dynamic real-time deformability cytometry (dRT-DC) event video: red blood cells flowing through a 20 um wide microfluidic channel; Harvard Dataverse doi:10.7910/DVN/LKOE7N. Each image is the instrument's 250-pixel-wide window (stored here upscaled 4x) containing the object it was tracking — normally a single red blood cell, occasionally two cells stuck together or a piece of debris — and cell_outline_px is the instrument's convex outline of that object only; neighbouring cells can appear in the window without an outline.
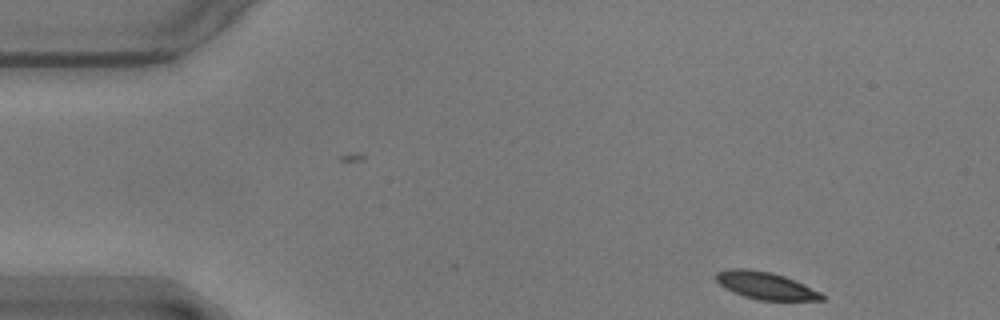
{"species": "common noctule bat (a hibernating species)", "species_latin": "Nyctalus noctula", "temperature_condition": "warm", "stored_images_in_passage": 18, "camera_frame_rate_fps": 3000, "um_per_image_px": 0.085, "animal": {"sex": "male", "body_mass_g": 17.9}, "frame": {"image": 1, "passage_image": 1, "time_ms": 0.0, "image_size_px": [1000, 320], "cell_outline_px": [[824, 300], [760, 300], [744, 296], [732, 292], [724, 288], [716, 280], [716, 272], [732, 268], [748, 268], [772, 272], [784, 276], [804, 284], [820, 292], [824, 296]], "centroid_in_image_um": [65.05, 24.26], "position_along_channel_um": 20.0, "area_um2": 16.82}}
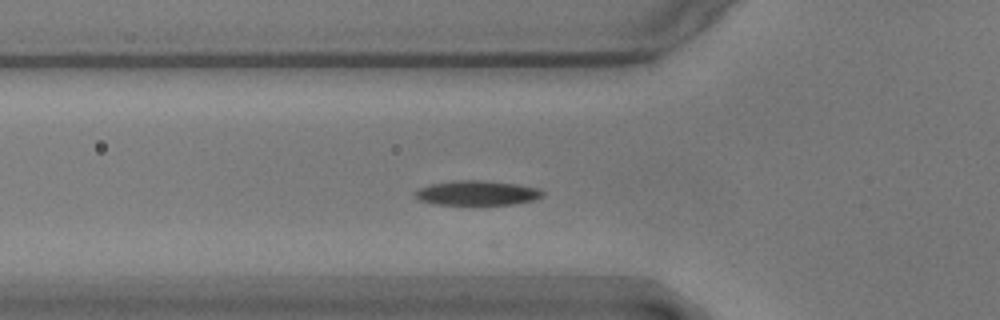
{"frame": {"image": 2, "passage_image": 14, "time_ms": 4.333, "image_size_px": [1000, 320], "cell_outline_px": [[544, 196], [532, 200], [512, 204], [432, 204], [420, 200], [412, 192], [420, 188], [432, 184], [456, 180], [484, 180], [516, 184], [540, 188], [544, 192]], "centroid_in_image_um": [40.56, 16.39], "position_along_channel_um": 85.2, "area_um2": 18.21}}
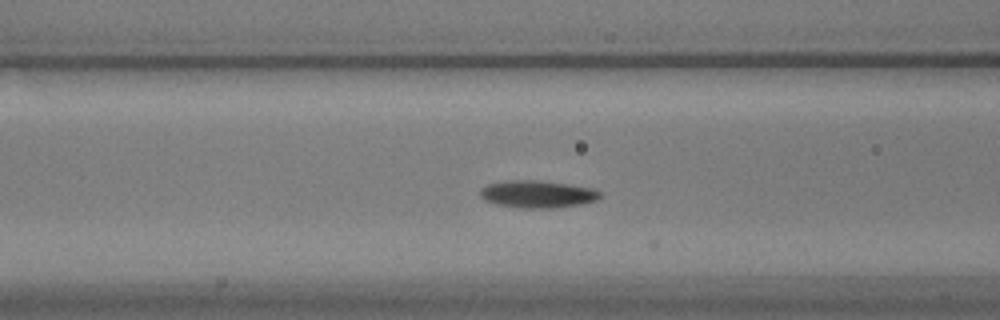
{"frame": {"image": 3, "passage_image": 17, "time_ms": 5.333, "image_size_px": [1000, 320], "cell_outline_px": [[600, 196], [596, 200], [580, 204], [552, 208], [520, 208], [496, 204], [484, 200], [480, 196], [480, 188], [488, 184], [504, 180], [540, 180], [592, 188], [600, 192]], "centroid_in_image_um": [45.62, 16.49], "position_along_channel_um": 121.0, "area_um2": 19.07}}